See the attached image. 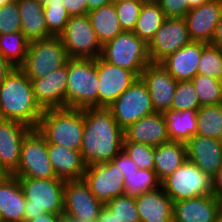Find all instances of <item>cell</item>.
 <instances>
[{
  "label": "cell",
  "mask_w": 222,
  "mask_h": 222,
  "mask_svg": "<svg viewBox=\"0 0 222 222\" xmlns=\"http://www.w3.org/2000/svg\"><path fill=\"white\" fill-rule=\"evenodd\" d=\"M83 113V161L86 165L111 161L123 149V129L107 108H83Z\"/></svg>",
  "instance_id": "6da1fadb"
},
{
  "label": "cell",
  "mask_w": 222,
  "mask_h": 222,
  "mask_svg": "<svg viewBox=\"0 0 222 222\" xmlns=\"http://www.w3.org/2000/svg\"><path fill=\"white\" fill-rule=\"evenodd\" d=\"M42 113L35 101L32 81L15 67L0 83V119L17 121L36 129Z\"/></svg>",
  "instance_id": "7a4b0ae2"
},
{
  "label": "cell",
  "mask_w": 222,
  "mask_h": 222,
  "mask_svg": "<svg viewBox=\"0 0 222 222\" xmlns=\"http://www.w3.org/2000/svg\"><path fill=\"white\" fill-rule=\"evenodd\" d=\"M36 129L46 139L47 143L80 151L84 134L83 109L43 110Z\"/></svg>",
  "instance_id": "3957f363"
},
{
  "label": "cell",
  "mask_w": 222,
  "mask_h": 222,
  "mask_svg": "<svg viewBox=\"0 0 222 222\" xmlns=\"http://www.w3.org/2000/svg\"><path fill=\"white\" fill-rule=\"evenodd\" d=\"M17 178L26 198L24 222L44 213L63 215L65 181L58 178Z\"/></svg>",
  "instance_id": "277c9868"
},
{
  "label": "cell",
  "mask_w": 222,
  "mask_h": 222,
  "mask_svg": "<svg viewBox=\"0 0 222 222\" xmlns=\"http://www.w3.org/2000/svg\"><path fill=\"white\" fill-rule=\"evenodd\" d=\"M97 58L68 59L66 108H98Z\"/></svg>",
  "instance_id": "5b68a950"
},
{
  "label": "cell",
  "mask_w": 222,
  "mask_h": 222,
  "mask_svg": "<svg viewBox=\"0 0 222 222\" xmlns=\"http://www.w3.org/2000/svg\"><path fill=\"white\" fill-rule=\"evenodd\" d=\"M100 57L112 65L133 71L138 77L151 63L148 45L136 34L127 31L104 43Z\"/></svg>",
  "instance_id": "8992f818"
},
{
  "label": "cell",
  "mask_w": 222,
  "mask_h": 222,
  "mask_svg": "<svg viewBox=\"0 0 222 222\" xmlns=\"http://www.w3.org/2000/svg\"><path fill=\"white\" fill-rule=\"evenodd\" d=\"M68 59L62 39L52 36L30 42L25 62L19 68L30 80L42 78L64 66Z\"/></svg>",
  "instance_id": "52a82bcc"
},
{
  "label": "cell",
  "mask_w": 222,
  "mask_h": 222,
  "mask_svg": "<svg viewBox=\"0 0 222 222\" xmlns=\"http://www.w3.org/2000/svg\"><path fill=\"white\" fill-rule=\"evenodd\" d=\"M161 185L173 202L213 194V178L189 160L165 178Z\"/></svg>",
  "instance_id": "ba28073f"
},
{
  "label": "cell",
  "mask_w": 222,
  "mask_h": 222,
  "mask_svg": "<svg viewBox=\"0 0 222 222\" xmlns=\"http://www.w3.org/2000/svg\"><path fill=\"white\" fill-rule=\"evenodd\" d=\"M68 58L96 59L101 55L100 43L88 14L70 16L65 30L59 36Z\"/></svg>",
  "instance_id": "9c48e42d"
},
{
  "label": "cell",
  "mask_w": 222,
  "mask_h": 222,
  "mask_svg": "<svg viewBox=\"0 0 222 222\" xmlns=\"http://www.w3.org/2000/svg\"><path fill=\"white\" fill-rule=\"evenodd\" d=\"M12 175L36 179L56 178L49 160L46 139L37 129H32L23 139L18 168Z\"/></svg>",
  "instance_id": "30bf717a"
},
{
  "label": "cell",
  "mask_w": 222,
  "mask_h": 222,
  "mask_svg": "<svg viewBox=\"0 0 222 222\" xmlns=\"http://www.w3.org/2000/svg\"><path fill=\"white\" fill-rule=\"evenodd\" d=\"M104 204L83 179L65 181L63 216L65 222H98Z\"/></svg>",
  "instance_id": "8fae6325"
},
{
  "label": "cell",
  "mask_w": 222,
  "mask_h": 222,
  "mask_svg": "<svg viewBox=\"0 0 222 222\" xmlns=\"http://www.w3.org/2000/svg\"><path fill=\"white\" fill-rule=\"evenodd\" d=\"M107 109L122 129L155 112L149 91L140 77Z\"/></svg>",
  "instance_id": "7c38bea8"
},
{
  "label": "cell",
  "mask_w": 222,
  "mask_h": 222,
  "mask_svg": "<svg viewBox=\"0 0 222 222\" xmlns=\"http://www.w3.org/2000/svg\"><path fill=\"white\" fill-rule=\"evenodd\" d=\"M82 179L104 205L114 197L125 194L124 175L112 160L87 165Z\"/></svg>",
  "instance_id": "4fadbf2b"
},
{
  "label": "cell",
  "mask_w": 222,
  "mask_h": 222,
  "mask_svg": "<svg viewBox=\"0 0 222 222\" xmlns=\"http://www.w3.org/2000/svg\"><path fill=\"white\" fill-rule=\"evenodd\" d=\"M191 41L184 18H166L148 44L150 61L160 63L168 55L176 52Z\"/></svg>",
  "instance_id": "5bb4252c"
},
{
  "label": "cell",
  "mask_w": 222,
  "mask_h": 222,
  "mask_svg": "<svg viewBox=\"0 0 222 222\" xmlns=\"http://www.w3.org/2000/svg\"><path fill=\"white\" fill-rule=\"evenodd\" d=\"M98 108L110 106L139 77L128 69L97 58Z\"/></svg>",
  "instance_id": "9a60e30c"
},
{
  "label": "cell",
  "mask_w": 222,
  "mask_h": 222,
  "mask_svg": "<svg viewBox=\"0 0 222 222\" xmlns=\"http://www.w3.org/2000/svg\"><path fill=\"white\" fill-rule=\"evenodd\" d=\"M149 91L155 112L170 110L178 81L161 63L148 64L139 76Z\"/></svg>",
  "instance_id": "2e32d148"
},
{
  "label": "cell",
  "mask_w": 222,
  "mask_h": 222,
  "mask_svg": "<svg viewBox=\"0 0 222 222\" xmlns=\"http://www.w3.org/2000/svg\"><path fill=\"white\" fill-rule=\"evenodd\" d=\"M34 97L42 110L66 108L68 61L58 70L42 78L31 79Z\"/></svg>",
  "instance_id": "e0dca14e"
},
{
  "label": "cell",
  "mask_w": 222,
  "mask_h": 222,
  "mask_svg": "<svg viewBox=\"0 0 222 222\" xmlns=\"http://www.w3.org/2000/svg\"><path fill=\"white\" fill-rule=\"evenodd\" d=\"M221 199L213 194L173 202V222H217Z\"/></svg>",
  "instance_id": "ac0fdd59"
},
{
  "label": "cell",
  "mask_w": 222,
  "mask_h": 222,
  "mask_svg": "<svg viewBox=\"0 0 222 222\" xmlns=\"http://www.w3.org/2000/svg\"><path fill=\"white\" fill-rule=\"evenodd\" d=\"M31 130L20 122L0 119V167L7 175L17 170L22 141Z\"/></svg>",
  "instance_id": "d6986e66"
},
{
  "label": "cell",
  "mask_w": 222,
  "mask_h": 222,
  "mask_svg": "<svg viewBox=\"0 0 222 222\" xmlns=\"http://www.w3.org/2000/svg\"><path fill=\"white\" fill-rule=\"evenodd\" d=\"M222 15V2L210 0L191 9L184 17L192 41L211 43Z\"/></svg>",
  "instance_id": "ffe728a7"
},
{
  "label": "cell",
  "mask_w": 222,
  "mask_h": 222,
  "mask_svg": "<svg viewBox=\"0 0 222 222\" xmlns=\"http://www.w3.org/2000/svg\"><path fill=\"white\" fill-rule=\"evenodd\" d=\"M187 160L212 178L222 166V140L193 136L186 142Z\"/></svg>",
  "instance_id": "44dd1931"
},
{
  "label": "cell",
  "mask_w": 222,
  "mask_h": 222,
  "mask_svg": "<svg viewBox=\"0 0 222 222\" xmlns=\"http://www.w3.org/2000/svg\"><path fill=\"white\" fill-rule=\"evenodd\" d=\"M207 45L205 42L191 41L160 63L176 81L191 80L197 75L198 62Z\"/></svg>",
  "instance_id": "7402d4cb"
},
{
  "label": "cell",
  "mask_w": 222,
  "mask_h": 222,
  "mask_svg": "<svg viewBox=\"0 0 222 222\" xmlns=\"http://www.w3.org/2000/svg\"><path fill=\"white\" fill-rule=\"evenodd\" d=\"M123 132V140L154 147L170 141L165 117L163 113L159 112L144 116L135 123L128 125L123 129Z\"/></svg>",
  "instance_id": "603a6c76"
},
{
  "label": "cell",
  "mask_w": 222,
  "mask_h": 222,
  "mask_svg": "<svg viewBox=\"0 0 222 222\" xmlns=\"http://www.w3.org/2000/svg\"><path fill=\"white\" fill-rule=\"evenodd\" d=\"M140 222H173V201L159 188L135 196Z\"/></svg>",
  "instance_id": "cb8c5ba5"
},
{
  "label": "cell",
  "mask_w": 222,
  "mask_h": 222,
  "mask_svg": "<svg viewBox=\"0 0 222 222\" xmlns=\"http://www.w3.org/2000/svg\"><path fill=\"white\" fill-rule=\"evenodd\" d=\"M47 151L56 178L63 181L82 179L87 165L79 150L47 143Z\"/></svg>",
  "instance_id": "d4e9b609"
},
{
  "label": "cell",
  "mask_w": 222,
  "mask_h": 222,
  "mask_svg": "<svg viewBox=\"0 0 222 222\" xmlns=\"http://www.w3.org/2000/svg\"><path fill=\"white\" fill-rule=\"evenodd\" d=\"M26 198L18 178L6 175L0 181V219L1 222H24Z\"/></svg>",
  "instance_id": "484cf974"
},
{
  "label": "cell",
  "mask_w": 222,
  "mask_h": 222,
  "mask_svg": "<svg viewBox=\"0 0 222 222\" xmlns=\"http://www.w3.org/2000/svg\"><path fill=\"white\" fill-rule=\"evenodd\" d=\"M21 20V32L29 42L52 37L47 29L43 5L36 0H16Z\"/></svg>",
  "instance_id": "4316f807"
},
{
  "label": "cell",
  "mask_w": 222,
  "mask_h": 222,
  "mask_svg": "<svg viewBox=\"0 0 222 222\" xmlns=\"http://www.w3.org/2000/svg\"><path fill=\"white\" fill-rule=\"evenodd\" d=\"M187 160L186 143L168 141L154 147V168L162 182Z\"/></svg>",
  "instance_id": "83f0119b"
},
{
  "label": "cell",
  "mask_w": 222,
  "mask_h": 222,
  "mask_svg": "<svg viewBox=\"0 0 222 222\" xmlns=\"http://www.w3.org/2000/svg\"><path fill=\"white\" fill-rule=\"evenodd\" d=\"M170 141L186 143L197 133V111L167 110L163 113Z\"/></svg>",
  "instance_id": "f1b7e54d"
},
{
  "label": "cell",
  "mask_w": 222,
  "mask_h": 222,
  "mask_svg": "<svg viewBox=\"0 0 222 222\" xmlns=\"http://www.w3.org/2000/svg\"><path fill=\"white\" fill-rule=\"evenodd\" d=\"M92 27L103 45L124 32L117 18L114 3L88 12Z\"/></svg>",
  "instance_id": "f546056e"
},
{
  "label": "cell",
  "mask_w": 222,
  "mask_h": 222,
  "mask_svg": "<svg viewBox=\"0 0 222 222\" xmlns=\"http://www.w3.org/2000/svg\"><path fill=\"white\" fill-rule=\"evenodd\" d=\"M166 18L155 0H145L133 33L148 45Z\"/></svg>",
  "instance_id": "4dcf8cb0"
},
{
  "label": "cell",
  "mask_w": 222,
  "mask_h": 222,
  "mask_svg": "<svg viewBox=\"0 0 222 222\" xmlns=\"http://www.w3.org/2000/svg\"><path fill=\"white\" fill-rule=\"evenodd\" d=\"M196 135L222 140V104L198 109Z\"/></svg>",
  "instance_id": "1f68e13d"
},
{
  "label": "cell",
  "mask_w": 222,
  "mask_h": 222,
  "mask_svg": "<svg viewBox=\"0 0 222 222\" xmlns=\"http://www.w3.org/2000/svg\"><path fill=\"white\" fill-rule=\"evenodd\" d=\"M29 43L22 32L0 35V53L13 66L20 67L25 62Z\"/></svg>",
  "instance_id": "d6a6232c"
},
{
  "label": "cell",
  "mask_w": 222,
  "mask_h": 222,
  "mask_svg": "<svg viewBox=\"0 0 222 222\" xmlns=\"http://www.w3.org/2000/svg\"><path fill=\"white\" fill-rule=\"evenodd\" d=\"M191 81L200 106L222 104V81L200 74H197Z\"/></svg>",
  "instance_id": "836d02e7"
},
{
  "label": "cell",
  "mask_w": 222,
  "mask_h": 222,
  "mask_svg": "<svg viewBox=\"0 0 222 222\" xmlns=\"http://www.w3.org/2000/svg\"><path fill=\"white\" fill-rule=\"evenodd\" d=\"M125 194L138 196L141 193L159 188L161 181L154 170L138 169L127 176H124Z\"/></svg>",
  "instance_id": "e575fe53"
},
{
  "label": "cell",
  "mask_w": 222,
  "mask_h": 222,
  "mask_svg": "<svg viewBox=\"0 0 222 222\" xmlns=\"http://www.w3.org/2000/svg\"><path fill=\"white\" fill-rule=\"evenodd\" d=\"M43 13L49 34L54 37H59L65 30L70 18L66 8L63 6V0H49V2L43 6Z\"/></svg>",
  "instance_id": "d590c367"
},
{
  "label": "cell",
  "mask_w": 222,
  "mask_h": 222,
  "mask_svg": "<svg viewBox=\"0 0 222 222\" xmlns=\"http://www.w3.org/2000/svg\"><path fill=\"white\" fill-rule=\"evenodd\" d=\"M197 74L206 75L222 81V49L208 44L198 62Z\"/></svg>",
  "instance_id": "8d00e7d4"
},
{
  "label": "cell",
  "mask_w": 222,
  "mask_h": 222,
  "mask_svg": "<svg viewBox=\"0 0 222 222\" xmlns=\"http://www.w3.org/2000/svg\"><path fill=\"white\" fill-rule=\"evenodd\" d=\"M200 107L199 99L192 81H178L170 109L175 111H198Z\"/></svg>",
  "instance_id": "74e56055"
},
{
  "label": "cell",
  "mask_w": 222,
  "mask_h": 222,
  "mask_svg": "<svg viewBox=\"0 0 222 222\" xmlns=\"http://www.w3.org/2000/svg\"><path fill=\"white\" fill-rule=\"evenodd\" d=\"M105 206L114 213L120 222H140L135 196L124 194L114 197Z\"/></svg>",
  "instance_id": "f35d334b"
},
{
  "label": "cell",
  "mask_w": 222,
  "mask_h": 222,
  "mask_svg": "<svg viewBox=\"0 0 222 222\" xmlns=\"http://www.w3.org/2000/svg\"><path fill=\"white\" fill-rule=\"evenodd\" d=\"M123 150L137 164L138 169L153 170L154 146L123 140Z\"/></svg>",
  "instance_id": "ab89813d"
},
{
  "label": "cell",
  "mask_w": 222,
  "mask_h": 222,
  "mask_svg": "<svg viewBox=\"0 0 222 222\" xmlns=\"http://www.w3.org/2000/svg\"><path fill=\"white\" fill-rule=\"evenodd\" d=\"M144 1L114 3L117 18L123 31L133 32Z\"/></svg>",
  "instance_id": "60d3db41"
},
{
  "label": "cell",
  "mask_w": 222,
  "mask_h": 222,
  "mask_svg": "<svg viewBox=\"0 0 222 222\" xmlns=\"http://www.w3.org/2000/svg\"><path fill=\"white\" fill-rule=\"evenodd\" d=\"M21 32V20L17 1L0 7V35Z\"/></svg>",
  "instance_id": "b9f144b4"
},
{
  "label": "cell",
  "mask_w": 222,
  "mask_h": 222,
  "mask_svg": "<svg viewBox=\"0 0 222 222\" xmlns=\"http://www.w3.org/2000/svg\"><path fill=\"white\" fill-rule=\"evenodd\" d=\"M167 18H184L190 11L187 0H155Z\"/></svg>",
  "instance_id": "7bdbcfd3"
},
{
  "label": "cell",
  "mask_w": 222,
  "mask_h": 222,
  "mask_svg": "<svg viewBox=\"0 0 222 222\" xmlns=\"http://www.w3.org/2000/svg\"><path fill=\"white\" fill-rule=\"evenodd\" d=\"M112 161L121 170L124 176L138 170L137 164L133 162L123 149L112 159Z\"/></svg>",
  "instance_id": "ee69618b"
},
{
  "label": "cell",
  "mask_w": 222,
  "mask_h": 222,
  "mask_svg": "<svg viewBox=\"0 0 222 222\" xmlns=\"http://www.w3.org/2000/svg\"><path fill=\"white\" fill-rule=\"evenodd\" d=\"M63 6L70 16L88 14L87 0H63Z\"/></svg>",
  "instance_id": "f6af8a7d"
},
{
  "label": "cell",
  "mask_w": 222,
  "mask_h": 222,
  "mask_svg": "<svg viewBox=\"0 0 222 222\" xmlns=\"http://www.w3.org/2000/svg\"><path fill=\"white\" fill-rule=\"evenodd\" d=\"M14 68L15 66L6 60L0 53V83L7 78Z\"/></svg>",
  "instance_id": "bcb514c9"
},
{
  "label": "cell",
  "mask_w": 222,
  "mask_h": 222,
  "mask_svg": "<svg viewBox=\"0 0 222 222\" xmlns=\"http://www.w3.org/2000/svg\"><path fill=\"white\" fill-rule=\"evenodd\" d=\"M28 222H65L64 216L53 213H44Z\"/></svg>",
  "instance_id": "7dc6e473"
},
{
  "label": "cell",
  "mask_w": 222,
  "mask_h": 222,
  "mask_svg": "<svg viewBox=\"0 0 222 222\" xmlns=\"http://www.w3.org/2000/svg\"><path fill=\"white\" fill-rule=\"evenodd\" d=\"M213 195L216 198L222 199V166L213 177Z\"/></svg>",
  "instance_id": "c3c4849f"
},
{
  "label": "cell",
  "mask_w": 222,
  "mask_h": 222,
  "mask_svg": "<svg viewBox=\"0 0 222 222\" xmlns=\"http://www.w3.org/2000/svg\"><path fill=\"white\" fill-rule=\"evenodd\" d=\"M210 44L222 49V15Z\"/></svg>",
  "instance_id": "681fc988"
},
{
  "label": "cell",
  "mask_w": 222,
  "mask_h": 222,
  "mask_svg": "<svg viewBox=\"0 0 222 222\" xmlns=\"http://www.w3.org/2000/svg\"><path fill=\"white\" fill-rule=\"evenodd\" d=\"M98 222H120L105 205L100 212Z\"/></svg>",
  "instance_id": "f907efd6"
},
{
  "label": "cell",
  "mask_w": 222,
  "mask_h": 222,
  "mask_svg": "<svg viewBox=\"0 0 222 222\" xmlns=\"http://www.w3.org/2000/svg\"><path fill=\"white\" fill-rule=\"evenodd\" d=\"M113 3L112 0H87L88 12Z\"/></svg>",
  "instance_id": "816d5d0a"
},
{
  "label": "cell",
  "mask_w": 222,
  "mask_h": 222,
  "mask_svg": "<svg viewBox=\"0 0 222 222\" xmlns=\"http://www.w3.org/2000/svg\"><path fill=\"white\" fill-rule=\"evenodd\" d=\"M187 1H188V7L191 10L193 8L201 6L202 4H204L210 0H187Z\"/></svg>",
  "instance_id": "f5cc1de1"
},
{
  "label": "cell",
  "mask_w": 222,
  "mask_h": 222,
  "mask_svg": "<svg viewBox=\"0 0 222 222\" xmlns=\"http://www.w3.org/2000/svg\"><path fill=\"white\" fill-rule=\"evenodd\" d=\"M15 0H0V7L9 4Z\"/></svg>",
  "instance_id": "db71d44e"
},
{
  "label": "cell",
  "mask_w": 222,
  "mask_h": 222,
  "mask_svg": "<svg viewBox=\"0 0 222 222\" xmlns=\"http://www.w3.org/2000/svg\"><path fill=\"white\" fill-rule=\"evenodd\" d=\"M7 175V173L0 167V181Z\"/></svg>",
  "instance_id": "11a10c76"
},
{
  "label": "cell",
  "mask_w": 222,
  "mask_h": 222,
  "mask_svg": "<svg viewBox=\"0 0 222 222\" xmlns=\"http://www.w3.org/2000/svg\"><path fill=\"white\" fill-rule=\"evenodd\" d=\"M126 1H145V0H112L113 3H120V2H126Z\"/></svg>",
  "instance_id": "9f6ffc18"
},
{
  "label": "cell",
  "mask_w": 222,
  "mask_h": 222,
  "mask_svg": "<svg viewBox=\"0 0 222 222\" xmlns=\"http://www.w3.org/2000/svg\"><path fill=\"white\" fill-rule=\"evenodd\" d=\"M36 1L43 6L49 2V0H36Z\"/></svg>",
  "instance_id": "6f0895ef"
},
{
  "label": "cell",
  "mask_w": 222,
  "mask_h": 222,
  "mask_svg": "<svg viewBox=\"0 0 222 222\" xmlns=\"http://www.w3.org/2000/svg\"><path fill=\"white\" fill-rule=\"evenodd\" d=\"M217 222H222V213L220 214Z\"/></svg>",
  "instance_id": "680465c9"
}]
</instances>
